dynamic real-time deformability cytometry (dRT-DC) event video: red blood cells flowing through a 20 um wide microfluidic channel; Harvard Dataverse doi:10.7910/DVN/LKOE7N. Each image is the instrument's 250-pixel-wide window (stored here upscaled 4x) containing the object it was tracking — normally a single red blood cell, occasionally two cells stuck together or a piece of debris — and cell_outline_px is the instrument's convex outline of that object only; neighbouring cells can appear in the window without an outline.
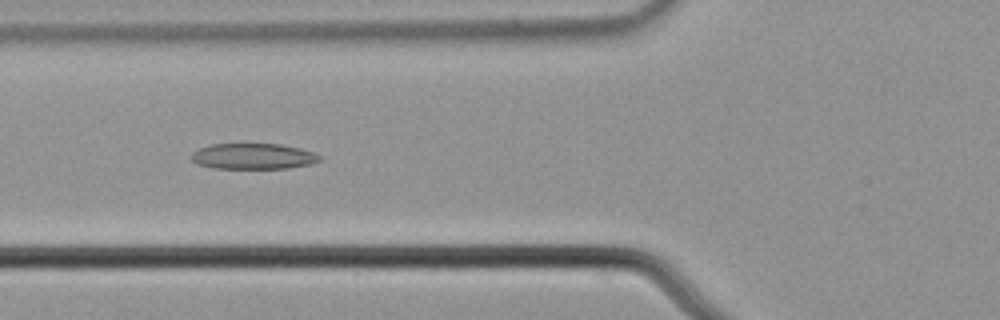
{"species": "common noctule bat (a hibernating species)", "species_latin": "Nyctalus noctula", "temperature_condition": "cold", "stored_images_in_passage": 6, "camera_frame_rate_fps": 3000, "um_per_image_px": 0.085, "animal": {"sex": "male", "body_mass_g": 21.5, "forearm_length_mm": 52.0}, "frame": {"image": 1, "passage_image": 4, "time_ms": 1.0, "image_size_px": [1000, 320], "cell_outline_px": [[320, 160], [312, 164], [288, 168], [212, 168], [196, 164], [192, 160], [192, 152], [200, 148], [212, 144], [280, 144], [300, 148], [312, 152], [320, 156]], "centroid_in_image_um": [21.51, 13.29], "position_along_channel_um": 104.3, "area_um2": 19.19}}
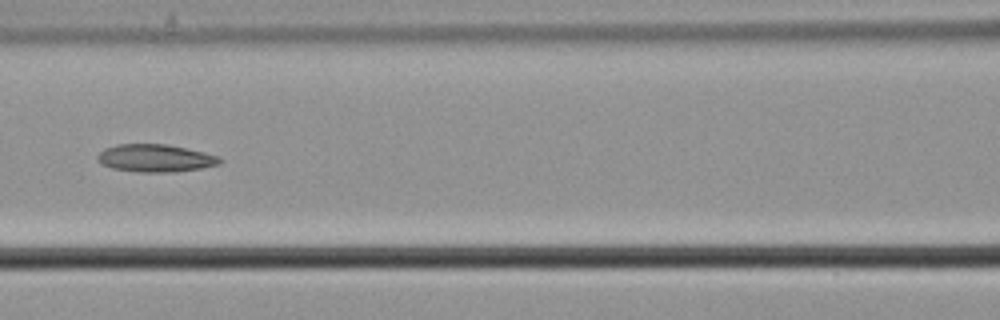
{"frame": {"image": 2, "passage_image": 5, "time_ms": 1.333, "image_size_px": [1000, 320], "cell_outline_px": [[224, 160], [220, 164], [200, 168], [176, 172], [136, 172], [112, 168], [100, 164], [96, 160], [96, 156], [104, 148], [116, 144], [168, 144], [204, 152], [216, 156]], "centroid_in_image_um": [13.17, 13.44], "position_along_channel_um": 153.4, "area_um2": 19.88}}
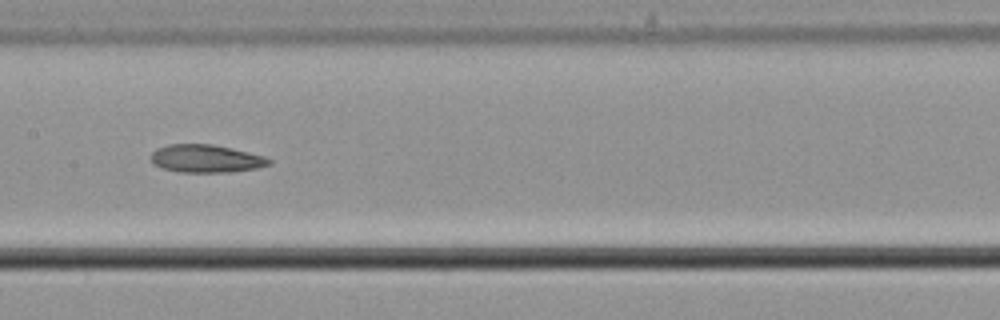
{"frame": {"image": 3, "passage_image": 6, "time_ms": 1.667, "image_size_px": [1000, 320], "cell_outline_px": [[272, 164], [256, 168], [232, 172], [180, 172], [160, 168], [152, 164], [152, 152], [156, 148], [168, 144], [212, 144], [264, 156], [272, 160]], "centroid_in_image_um": [17.48, 13.49], "position_along_channel_um": 189.9, "area_um2": 19.19}}